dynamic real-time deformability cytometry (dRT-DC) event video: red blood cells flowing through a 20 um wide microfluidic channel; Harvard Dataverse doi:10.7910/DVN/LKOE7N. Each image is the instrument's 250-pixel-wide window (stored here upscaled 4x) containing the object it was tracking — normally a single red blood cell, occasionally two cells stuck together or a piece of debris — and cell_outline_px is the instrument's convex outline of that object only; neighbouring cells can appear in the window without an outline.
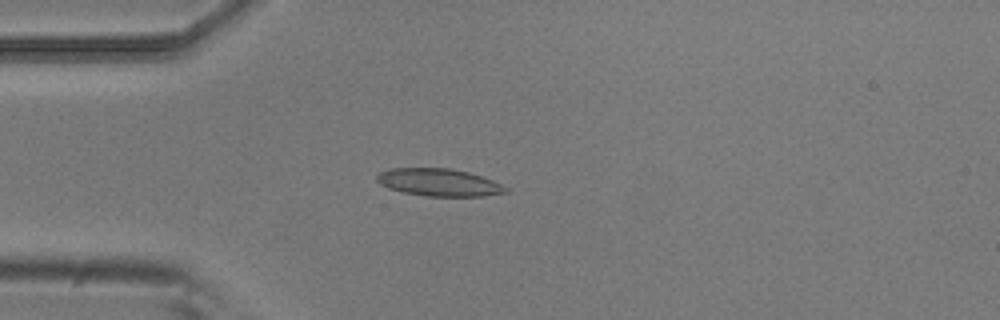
{"species": "common noctule bat (a hibernating species)", "species_latin": "Nyctalus noctula", "temperature_condition": "room temperature", "stored_images_in_passage": 6, "camera_frame_rate_fps": 3000, "um_per_image_px": 0.085, "animal": {"sex": "male", "body_mass_g": 20.5, "forearm_length_mm": 52.5}, "frame": {"image": 1, "passage_image": 4, "time_ms": 1.0, "image_size_px": [1000, 320], "cell_outline_px": [[508, 192], [484, 196], [424, 196], [404, 192], [388, 188], [380, 184], [376, 180], [376, 176], [380, 172], [388, 168], [448, 168], [468, 172], [492, 180], [508, 188]], "centroid_in_image_um": [37.28, 15.5], "position_along_channel_um": 47.7, "area_um2": 20.58}}
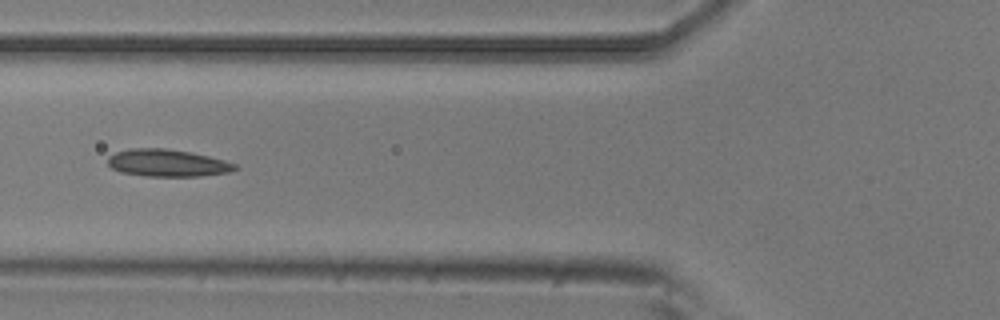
{"frame": {"image": 2, "passage_image": 6, "time_ms": 1.667, "image_size_px": [1000, 320], "cell_outline_px": [[240, 168], [228, 172], [200, 176], [144, 176], [120, 172], [112, 168], [108, 164], [108, 156], [116, 152], [132, 148], [164, 148], [188, 152], [208, 156], [224, 160], [236, 164]], "centroid_in_image_um": [14.22, 13.86], "position_along_channel_um": 111.6, "area_um2": 20.11}}